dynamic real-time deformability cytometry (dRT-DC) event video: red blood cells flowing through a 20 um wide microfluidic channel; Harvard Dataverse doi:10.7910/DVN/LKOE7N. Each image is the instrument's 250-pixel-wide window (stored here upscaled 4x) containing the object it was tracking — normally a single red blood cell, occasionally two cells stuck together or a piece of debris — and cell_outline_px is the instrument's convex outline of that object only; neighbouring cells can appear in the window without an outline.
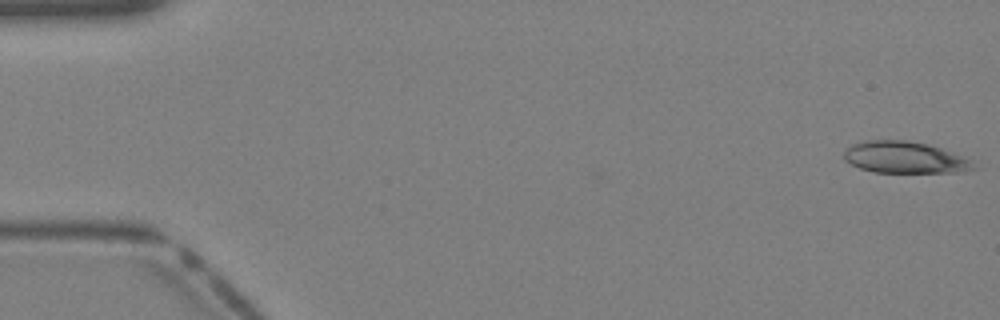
{"species": "Egyptian fruit bat (a non-hibernating species)", "species_latin": "Rousettus aegyptiacus", "temperature_condition": "warm", "stored_images_in_passage": 40, "camera_frame_rate_fps": 3000, "um_per_image_px": 0.085, "animal": {"sex": "female"}, "frame": {"image": 1, "passage_image": 1, "time_ms": 0.0, "image_size_px": [1000, 320], "cell_outline_px": [[980, 168], [964, 172], [872, 172], [860, 168], [844, 160], [844, 152], [852, 144], [864, 140], [908, 140], [928, 144], [940, 148], [972, 160]], "centroid_in_image_um": [76.94, 13.38], "position_along_channel_um": 8.1, "area_um2": 24.04}}
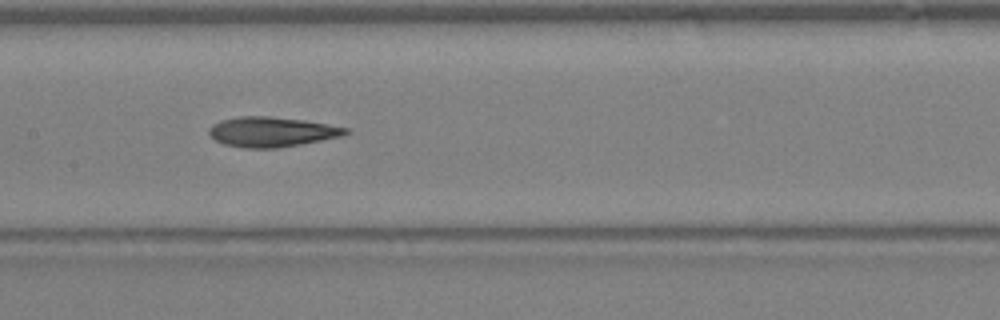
{"frame": {"image": 2, "passage_image": 20, "time_ms": 6.333, "image_size_px": [1000, 320], "cell_outline_px": [[352, 132], [344, 136], [300, 144], [276, 148], [244, 148], [224, 144], [216, 140], [208, 132], [208, 128], [212, 124], [220, 120], [240, 116], [268, 116], [304, 120], [348, 128]], "centroid_in_image_um": [23.1, 11.2], "position_along_channel_um": 184.3, "area_um2": 23.87}}
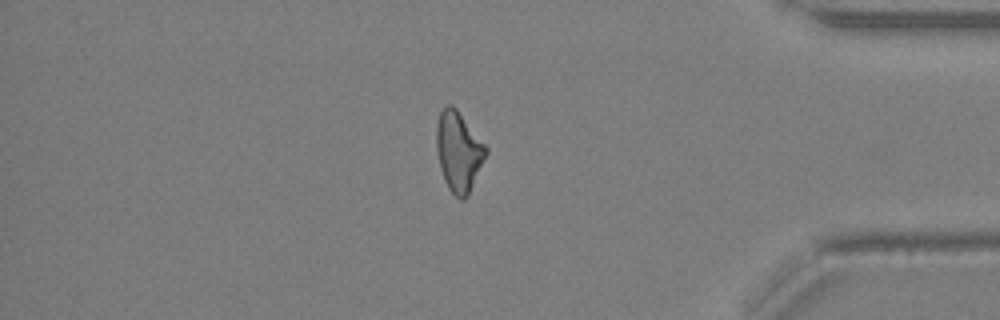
{"frame": {"image": 3, "passage_image": 34, "time_ms": 11.0, "image_size_px": [1000, 320], "cell_outline_px": [[488, 152], [468, 196], [464, 200], [460, 200], [448, 188], [444, 180], [440, 168], [436, 148], [436, 124], [440, 112], [444, 104], [452, 104], [456, 108], [488, 148]], "centroid_in_image_um": [38.97, 12.87], "position_along_channel_um": 396.2, "area_um2": 23.18}}